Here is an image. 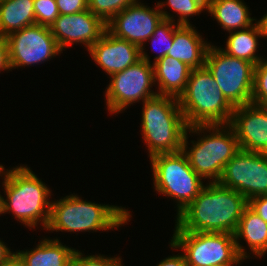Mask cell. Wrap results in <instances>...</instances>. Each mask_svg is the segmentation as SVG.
I'll return each instance as SVG.
<instances>
[{"label":"cell","mask_w":267,"mask_h":266,"mask_svg":"<svg viewBox=\"0 0 267 266\" xmlns=\"http://www.w3.org/2000/svg\"><path fill=\"white\" fill-rule=\"evenodd\" d=\"M167 2H157V5L162 13L163 19H168L175 22V19L170 13L164 10V7L169 6L173 12L179 16L177 24L190 25L189 18L193 15L201 14L202 11L207 10V0H166ZM166 4V5H165ZM164 6V7H163ZM164 11H163V10Z\"/></svg>","instance_id":"obj_24"},{"label":"cell","mask_w":267,"mask_h":266,"mask_svg":"<svg viewBox=\"0 0 267 266\" xmlns=\"http://www.w3.org/2000/svg\"><path fill=\"white\" fill-rule=\"evenodd\" d=\"M239 255L247 259L251 257L239 243L240 240L246 241L251 253L258 258L263 257L267 252V223L247 206L240 218L239 225L234 234ZM242 238V239H241Z\"/></svg>","instance_id":"obj_19"},{"label":"cell","mask_w":267,"mask_h":266,"mask_svg":"<svg viewBox=\"0 0 267 266\" xmlns=\"http://www.w3.org/2000/svg\"><path fill=\"white\" fill-rule=\"evenodd\" d=\"M248 200L218 183H207L176 217L174 231L235 234Z\"/></svg>","instance_id":"obj_1"},{"label":"cell","mask_w":267,"mask_h":266,"mask_svg":"<svg viewBox=\"0 0 267 266\" xmlns=\"http://www.w3.org/2000/svg\"><path fill=\"white\" fill-rule=\"evenodd\" d=\"M230 35L226 41V47L222 51L239 59L246 60L257 65L262 59L256 55L258 38L262 37L259 25L255 23L245 29L228 32Z\"/></svg>","instance_id":"obj_23"},{"label":"cell","mask_w":267,"mask_h":266,"mask_svg":"<svg viewBox=\"0 0 267 266\" xmlns=\"http://www.w3.org/2000/svg\"><path fill=\"white\" fill-rule=\"evenodd\" d=\"M75 252L57 238H45L32 250L17 251L15 255L24 266H71Z\"/></svg>","instance_id":"obj_20"},{"label":"cell","mask_w":267,"mask_h":266,"mask_svg":"<svg viewBox=\"0 0 267 266\" xmlns=\"http://www.w3.org/2000/svg\"><path fill=\"white\" fill-rule=\"evenodd\" d=\"M178 26L179 24L168 19H163L156 26L154 33L148 39V41H151L153 51L159 52V55L154 57V62L165 57L170 51L173 43L174 31ZM156 45H158L159 48L155 49Z\"/></svg>","instance_id":"obj_25"},{"label":"cell","mask_w":267,"mask_h":266,"mask_svg":"<svg viewBox=\"0 0 267 266\" xmlns=\"http://www.w3.org/2000/svg\"><path fill=\"white\" fill-rule=\"evenodd\" d=\"M267 100V60L262 59L254 69L251 103L261 106Z\"/></svg>","instance_id":"obj_27"},{"label":"cell","mask_w":267,"mask_h":266,"mask_svg":"<svg viewBox=\"0 0 267 266\" xmlns=\"http://www.w3.org/2000/svg\"><path fill=\"white\" fill-rule=\"evenodd\" d=\"M171 248L184 251L187 266H221L240 264L234 234L174 231Z\"/></svg>","instance_id":"obj_8"},{"label":"cell","mask_w":267,"mask_h":266,"mask_svg":"<svg viewBox=\"0 0 267 266\" xmlns=\"http://www.w3.org/2000/svg\"><path fill=\"white\" fill-rule=\"evenodd\" d=\"M36 24L34 0H0V36Z\"/></svg>","instance_id":"obj_22"},{"label":"cell","mask_w":267,"mask_h":266,"mask_svg":"<svg viewBox=\"0 0 267 266\" xmlns=\"http://www.w3.org/2000/svg\"><path fill=\"white\" fill-rule=\"evenodd\" d=\"M131 214L124 207L84 201L70 194L51 201L49 222L45 230L67 232L106 231L129 222Z\"/></svg>","instance_id":"obj_3"},{"label":"cell","mask_w":267,"mask_h":266,"mask_svg":"<svg viewBox=\"0 0 267 266\" xmlns=\"http://www.w3.org/2000/svg\"><path fill=\"white\" fill-rule=\"evenodd\" d=\"M11 69L44 63L62 53L48 26L33 24L7 37Z\"/></svg>","instance_id":"obj_12"},{"label":"cell","mask_w":267,"mask_h":266,"mask_svg":"<svg viewBox=\"0 0 267 266\" xmlns=\"http://www.w3.org/2000/svg\"><path fill=\"white\" fill-rule=\"evenodd\" d=\"M188 132L198 135L204 132L209 134H204L197 141H191L192 145L189 148ZM239 150L235 132L229 124L188 126L183 138L182 151L186 154L190 167L202 179H212L210 183L218 182L224 166Z\"/></svg>","instance_id":"obj_4"},{"label":"cell","mask_w":267,"mask_h":266,"mask_svg":"<svg viewBox=\"0 0 267 266\" xmlns=\"http://www.w3.org/2000/svg\"><path fill=\"white\" fill-rule=\"evenodd\" d=\"M138 1L115 15L106 26L112 35L145 50L144 43L152 36L163 17L158 5L154 9Z\"/></svg>","instance_id":"obj_13"},{"label":"cell","mask_w":267,"mask_h":266,"mask_svg":"<svg viewBox=\"0 0 267 266\" xmlns=\"http://www.w3.org/2000/svg\"><path fill=\"white\" fill-rule=\"evenodd\" d=\"M60 15H69L88 9V0H56Z\"/></svg>","instance_id":"obj_30"},{"label":"cell","mask_w":267,"mask_h":266,"mask_svg":"<svg viewBox=\"0 0 267 266\" xmlns=\"http://www.w3.org/2000/svg\"><path fill=\"white\" fill-rule=\"evenodd\" d=\"M3 177L2 187L7 198H4V213L11 211L26 227L35 228L41 223L46 229L52 195L46 184L25 165L5 170Z\"/></svg>","instance_id":"obj_2"},{"label":"cell","mask_w":267,"mask_h":266,"mask_svg":"<svg viewBox=\"0 0 267 266\" xmlns=\"http://www.w3.org/2000/svg\"><path fill=\"white\" fill-rule=\"evenodd\" d=\"M249 7L242 0H207V12L228 31L248 28L254 23Z\"/></svg>","instance_id":"obj_21"},{"label":"cell","mask_w":267,"mask_h":266,"mask_svg":"<svg viewBox=\"0 0 267 266\" xmlns=\"http://www.w3.org/2000/svg\"><path fill=\"white\" fill-rule=\"evenodd\" d=\"M217 183L239 192L248 201L267 195V153L240 149L224 166Z\"/></svg>","instance_id":"obj_11"},{"label":"cell","mask_w":267,"mask_h":266,"mask_svg":"<svg viewBox=\"0 0 267 266\" xmlns=\"http://www.w3.org/2000/svg\"><path fill=\"white\" fill-rule=\"evenodd\" d=\"M261 107L267 111V100L261 105Z\"/></svg>","instance_id":"obj_39"},{"label":"cell","mask_w":267,"mask_h":266,"mask_svg":"<svg viewBox=\"0 0 267 266\" xmlns=\"http://www.w3.org/2000/svg\"><path fill=\"white\" fill-rule=\"evenodd\" d=\"M229 125L240 149L267 153V111L264 108L252 103L234 107Z\"/></svg>","instance_id":"obj_15"},{"label":"cell","mask_w":267,"mask_h":266,"mask_svg":"<svg viewBox=\"0 0 267 266\" xmlns=\"http://www.w3.org/2000/svg\"><path fill=\"white\" fill-rule=\"evenodd\" d=\"M150 158L154 189L177 200V216L204 188L203 179L190 167L186 154L160 153Z\"/></svg>","instance_id":"obj_7"},{"label":"cell","mask_w":267,"mask_h":266,"mask_svg":"<svg viewBox=\"0 0 267 266\" xmlns=\"http://www.w3.org/2000/svg\"><path fill=\"white\" fill-rule=\"evenodd\" d=\"M234 264H226V265H221V266H233Z\"/></svg>","instance_id":"obj_40"},{"label":"cell","mask_w":267,"mask_h":266,"mask_svg":"<svg viewBox=\"0 0 267 266\" xmlns=\"http://www.w3.org/2000/svg\"><path fill=\"white\" fill-rule=\"evenodd\" d=\"M204 66L233 107L251 104L255 69L253 63L232 57L222 51L221 47L210 44Z\"/></svg>","instance_id":"obj_9"},{"label":"cell","mask_w":267,"mask_h":266,"mask_svg":"<svg viewBox=\"0 0 267 266\" xmlns=\"http://www.w3.org/2000/svg\"><path fill=\"white\" fill-rule=\"evenodd\" d=\"M110 78L105 92L109 114L119 113L133 103L140 100L144 102L158 95L157 91L151 90L155 84L154 68L144 50H141L139 61Z\"/></svg>","instance_id":"obj_10"},{"label":"cell","mask_w":267,"mask_h":266,"mask_svg":"<svg viewBox=\"0 0 267 266\" xmlns=\"http://www.w3.org/2000/svg\"><path fill=\"white\" fill-rule=\"evenodd\" d=\"M87 51L109 77L141 59V48L112 35L107 29Z\"/></svg>","instance_id":"obj_16"},{"label":"cell","mask_w":267,"mask_h":266,"mask_svg":"<svg viewBox=\"0 0 267 266\" xmlns=\"http://www.w3.org/2000/svg\"><path fill=\"white\" fill-rule=\"evenodd\" d=\"M137 0H88V9L105 24Z\"/></svg>","instance_id":"obj_26"},{"label":"cell","mask_w":267,"mask_h":266,"mask_svg":"<svg viewBox=\"0 0 267 266\" xmlns=\"http://www.w3.org/2000/svg\"><path fill=\"white\" fill-rule=\"evenodd\" d=\"M158 95L179 98L185 91L192 68L170 56L153 62Z\"/></svg>","instance_id":"obj_18"},{"label":"cell","mask_w":267,"mask_h":266,"mask_svg":"<svg viewBox=\"0 0 267 266\" xmlns=\"http://www.w3.org/2000/svg\"><path fill=\"white\" fill-rule=\"evenodd\" d=\"M178 100L187 126L229 124L234 112L205 66L191 70L186 89Z\"/></svg>","instance_id":"obj_6"},{"label":"cell","mask_w":267,"mask_h":266,"mask_svg":"<svg viewBox=\"0 0 267 266\" xmlns=\"http://www.w3.org/2000/svg\"><path fill=\"white\" fill-rule=\"evenodd\" d=\"M142 140L149 156L175 153L182 150L187 130L179 100L171 96L157 95L145 100L142 107Z\"/></svg>","instance_id":"obj_5"},{"label":"cell","mask_w":267,"mask_h":266,"mask_svg":"<svg viewBox=\"0 0 267 266\" xmlns=\"http://www.w3.org/2000/svg\"><path fill=\"white\" fill-rule=\"evenodd\" d=\"M5 173V169L3 167V165L0 164V176L2 177Z\"/></svg>","instance_id":"obj_38"},{"label":"cell","mask_w":267,"mask_h":266,"mask_svg":"<svg viewBox=\"0 0 267 266\" xmlns=\"http://www.w3.org/2000/svg\"><path fill=\"white\" fill-rule=\"evenodd\" d=\"M259 25L262 37L267 38V14L263 15V17L257 21Z\"/></svg>","instance_id":"obj_35"},{"label":"cell","mask_w":267,"mask_h":266,"mask_svg":"<svg viewBox=\"0 0 267 266\" xmlns=\"http://www.w3.org/2000/svg\"><path fill=\"white\" fill-rule=\"evenodd\" d=\"M36 24L50 27L58 18L59 11L56 0H34Z\"/></svg>","instance_id":"obj_28"},{"label":"cell","mask_w":267,"mask_h":266,"mask_svg":"<svg viewBox=\"0 0 267 266\" xmlns=\"http://www.w3.org/2000/svg\"><path fill=\"white\" fill-rule=\"evenodd\" d=\"M120 257H105L104 255H84L76 250L71 266H123Z\"/></svg>","instance_id":"obj_29"},{"label":"cell","mask_w":267,"mask_h":266,"mask_svg":"<svg viewBox=\"0 0 267 266\" xmlns=\"http://www.w3.org/2000/svg\"><path fill=\"white\" fill-rule=\"evenodd\" d=\"M190 25H179L173 36V43L167 56L186 63L192 69L202 68L210 43L204 41L200 33Z\"/></svg>","instance_id":"obj_17"},{"label":"cell","mask_w":267,"mask_h":266,"mask_svg":"<svg viewBox=\"0 0 267 266\" xmlns=\"http://www.w3.org/2000/svg\"><path fill=\"white\" fill-rule=\"evenodd\" d=\"M0 214L4 213V197L0 194Z\"/></svg>","instance_id":"obj_37"},{"label":"cell","mask_w":267,"mask_h":266,"mask_svg":"<svg viewBox=\"0 0 267 266\" xmlns=\"http://www.w3.org/2000/svg\"><path fill=\"white\" fill-rule=\"evenodd\" d=\"M157 266H187L184 254L173 255L163 259Z\"/></svg>","instance_id":"obj_33"},{"label":"cell","mask_w":267,"mask_h":266,"mask_svg":"<svg viewBox=\"0 0 267 266\" xmlns=\"http://www.w3.org/2000/svg\"><path fill=\"white\" fill-rule=\"evenodd\" d=\"M49 28L60 49L65 51L74 43H82L88 50L101 38L107 26L86 9L75 14L59 15Z\"/></svg>","instance_id":"obj_14"},{"label":"cell","mask_w":267,"mask_h":266,"mask_svg":"<svg viewBox=\"0 0 267 266\" xmlns=\"http://www.w3.org/2000/svg\"><path fill=\"white\" fill-rule=\"evenodd\" d=\"M248 206L267 223V195L250 199Z\"/></svg>","instance_id":"obj_31"},{"label":"cell","mask_w":267,"mask_h":266,"mask_svg":"<svg viewBox=\"0 0 267 266\" xmlns=\"http://www.w3.org/2000/svg\"><path fill=\"white\" fill-rule=\"evenodd\" d=\"M0 266H24L21 261L14 255L8 262L3 263Z\"/></svg>","instance_id":"obj_36"},{"label":"cell","mask_w":267,"mask_h":266,"mask_svg":"<svg viewBox=\"0 0 267 266\" xmlns=\"http://www.w3.org/2000/svg\"><path fill=\"white\" fill-rule=\"evenodd\" d=\"M14 255L15 252L12 253L8 246H6L5 243L0 240V265L8 262Z\"/></svg>","instance_id":"obj_34"},{"label":"cell","mask_w":267,"mask_h":266,"mask_svg":"<svg viewBox=\"0 0 267 266\" xmlns=\"http://www.w3.org/2000/svg\"><path fill=\"white\" fill-rule=\"evenodd\" d=\"M11 70L9 48L6 37L0 36V71Z\"/></svg>","instance_id":"obj_32"}]
</instances>
